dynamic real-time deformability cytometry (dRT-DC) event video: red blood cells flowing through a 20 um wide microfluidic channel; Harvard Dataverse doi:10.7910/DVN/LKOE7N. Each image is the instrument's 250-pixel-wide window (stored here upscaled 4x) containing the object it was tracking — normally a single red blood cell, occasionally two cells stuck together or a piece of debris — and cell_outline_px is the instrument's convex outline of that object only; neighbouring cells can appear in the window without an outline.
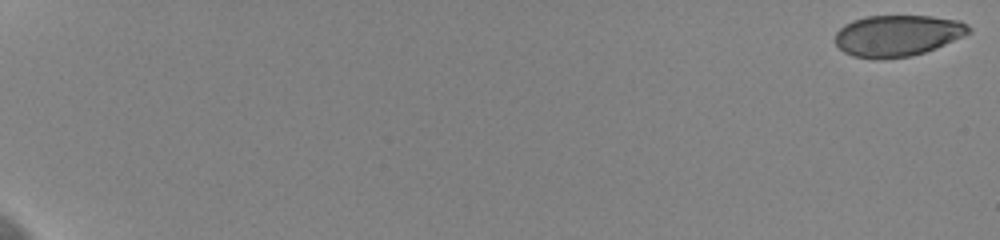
{"species": "human", "species_latin": "Homo sapiens", "temperature_condition": "cold", "stored_images_in_passage": 56, "camera_frame_rate_fps": 3000, "um_per_image_px": 0.085, "donor": {"sex": "female"}, "frame": {"image": 1, "passage_image": 1, "time_ms": 0.0, "image_size_px": [1000, 240], "cell_outline_px": [[972, 32], [936, 48], [912, 56], [884, 60], [872, 60], [852, 56], [844, 52], [836, 44], [836, 32], [844, 24], [852, 20], [868, 16], [932, 16], [960, 20], [968, 24], [972, 28]], "centroid_in_image_um": [76.29, 3.04], "position_along_channel_um": 8.7, "area_um2": 32.6}}
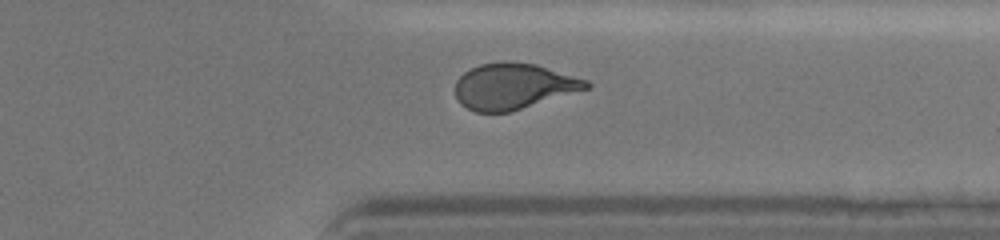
{"frame": {"image": 2, "passage_image": 49, "time_ms": 16.0, "image_size_px": [1000, 240], "cell_outline_px": [[592, 84], [588, 88], [508, 112], [476, 112], [460, 104], [456, 96], [456, 80], [464, 72], [480, 64], [504, 60], [508, 60], [536, 64], [588, 80]], "centroid_in_image_um": [43.62, 7.31], "position_along_channel_um": 367.8, "area_um2": 34.85}}
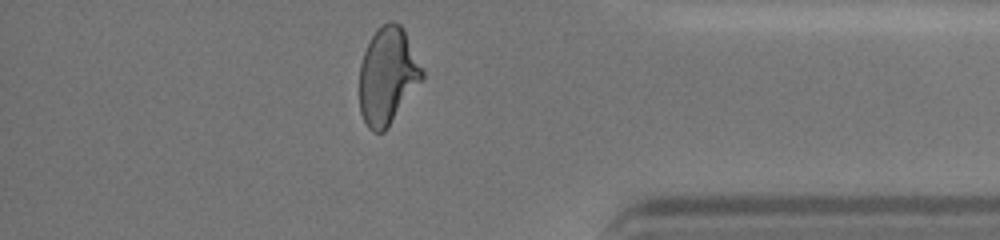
{"frame": {"image": 3, "passage_image": 53, "time_ms": 17.333, "image_size_px": [1000, 240], "cell_outline_px": [[424, 76], [388, 128], [384, 132], [372, 132], [368, 128], [360, 112], [360, 64], [364, 52], [376, 28], [380, 24], [388, 20], [392, 20], [400, 24], [404, 28], [424, 72]], "centroid_in_image_um": [32.94, 6.42], "position_along_channel_um": 402.3, "area_um2": 35.43}, "authors_computed_cell_mechanics": {"area_um2": 35.2002, "velocity_mm_per_s": 3.6333, "shape_relaxation_time_tau1_ms": 11.1561, "shape_relaxation_time_tau2_ms": 0.758, "deformation_change_tau1": 0.243, "deformation_change_tau2": 0.0657}}